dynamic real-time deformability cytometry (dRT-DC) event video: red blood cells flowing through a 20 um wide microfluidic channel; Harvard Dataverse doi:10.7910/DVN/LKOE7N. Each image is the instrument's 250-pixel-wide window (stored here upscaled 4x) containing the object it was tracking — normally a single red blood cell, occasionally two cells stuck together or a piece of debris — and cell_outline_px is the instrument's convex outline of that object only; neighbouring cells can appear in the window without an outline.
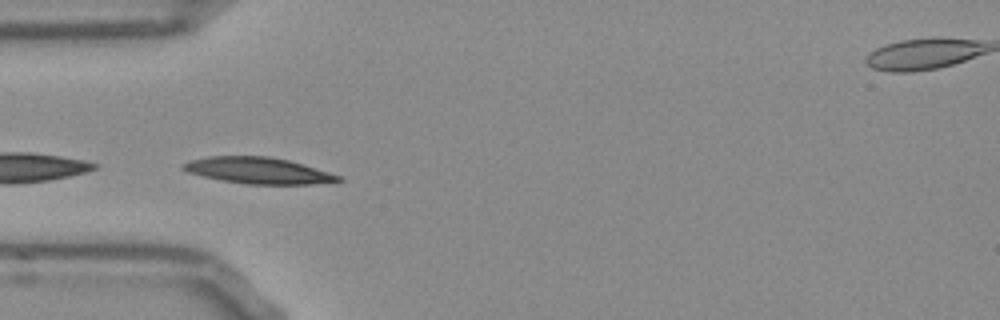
{"species": "Egyptian fruit bat (a non-hibernating species)", "species_latin": "Rousettus aegyptiacus", "temperature_condition": "room temperature", "stored_images_in_passage": 23, "camera_frame_rate_fps": 3000, "um_per_image_px": 0.085, "frame": {"image": 1, "passage_image": 14, "time_ms": 4.333, "image_size_px": [1000, 320], "cell_outline_px": [[344, 180], [312, 184], [248, 184], [220, 180], [188, 172], [180, 168], [180, 164], [192, 160], [208, 156], [268, 156], [288, 160], [328, 172], [340, 176]], "centroid_in_image_um": [21.9, 14.49], "position_along_channel_um": 63.1, "area_um2": 23.52}}
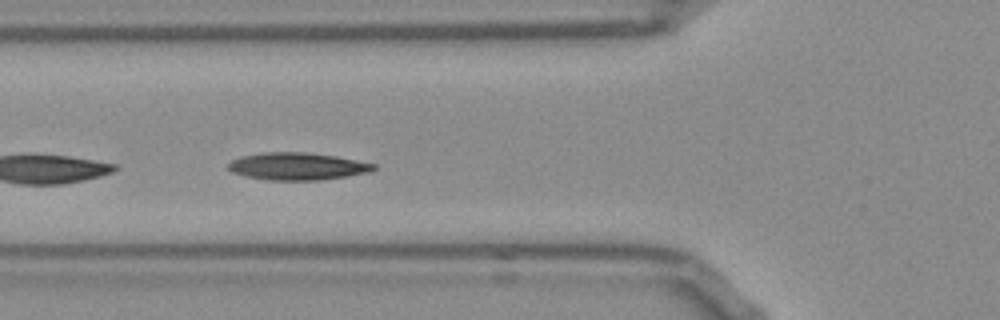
{"frame": {"image": 2, "passage_image": 17, "time_ms": 5.333, "image_size_px": [1000, 320], "cell_outline_px": [[380, 168], [368, 172], [348, 176], [320, 180], [268, 180], [244, 176], [232, 172], [228, 168], [228, 164], [232, 160], [240, 156], [260, 152], [308, 152], [336, 156], [376, 164]], "centroid_in_image_um": [25.28, 14.13], "position_along_channel_um": 100.5, "area_um2": 23.41}}